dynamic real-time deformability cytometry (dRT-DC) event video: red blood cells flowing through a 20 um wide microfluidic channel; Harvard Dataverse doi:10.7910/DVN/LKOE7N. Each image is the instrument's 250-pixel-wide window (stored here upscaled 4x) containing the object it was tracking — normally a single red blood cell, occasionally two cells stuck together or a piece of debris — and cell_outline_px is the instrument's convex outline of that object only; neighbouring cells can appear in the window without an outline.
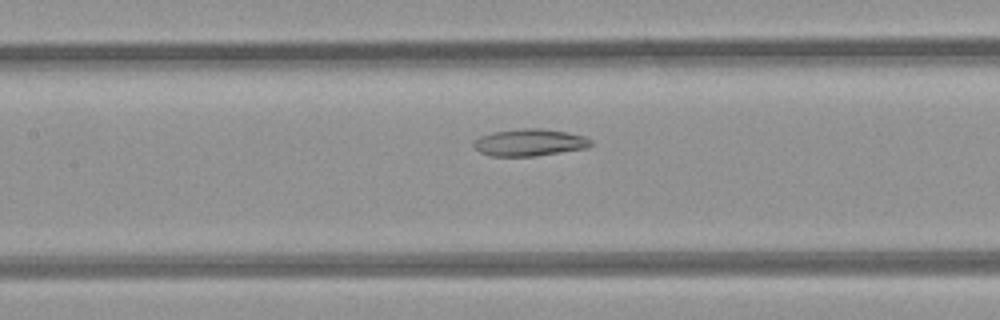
{"species": "common noctule bat (a hibernating species)", "species_latin": "Nyctalus noctula", "temperature_condition": "room temperature", "stored_images_in_passage": 23, "camera_frame_rate_fps": 3000, "um_per_image_px": 0.085, "animal": {"sex": "female", "body_mass_g": 21.9}, "frame": {"image": 1, "passage_image": 7, "time_ms": 2.0, "image_size_px": [1000, 320], "cell_outline_px": [[592, 144], [584, 148], [536, 156], [492, 156], [480, 152], [472, 144], [480, 136], [492, 132], [520, 128], [540, 128], [568, 132], [584, 136], [592, 140]], "centroid_in_image_um": [45.0, 12.1], "position_along_channel_um": 162.4, "area_um2": 18.38}}
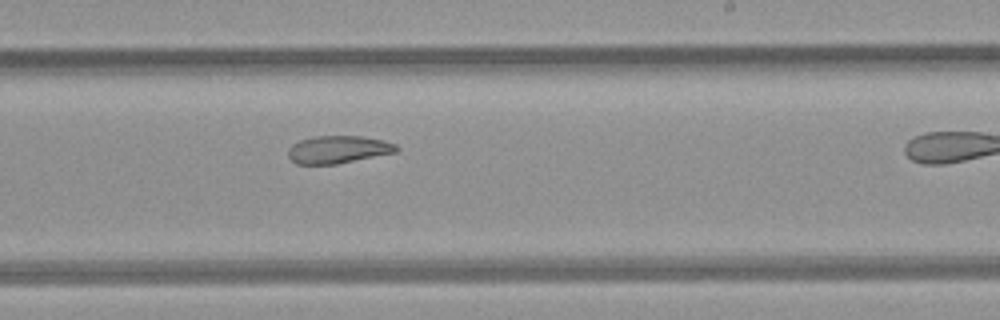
{"frame": {"image": 2, "passage_image": 14, "time_ms": 4.333, "image_size_px": [1000, 320], "cell_outline_px": [[400, 148], [396, 152], [336, 164], [296, 164], [288, 156], [288, 148], [292, 144], [300, 140], [316, 136], [360, 136], [384, 140], [396, 144]], "centroid_in_image_um": [28.74, 12.7], "position_along_channel_um": 260.3, "area_um2": 17.4}}
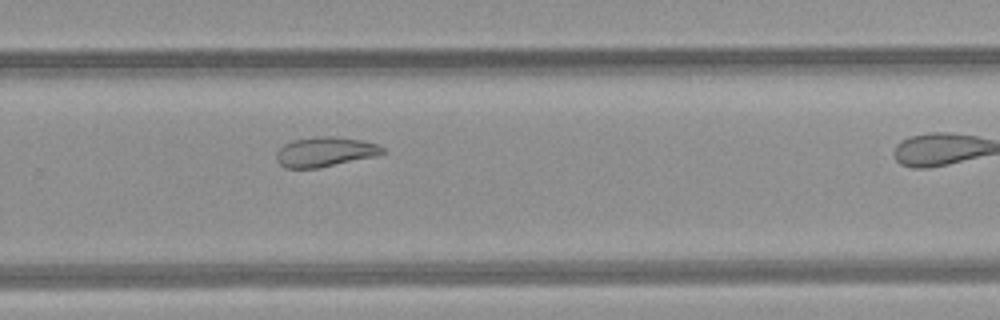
{"frame": {"image": 3, "passage_image": 17, "time_ms": 5.333, "image_size_px": [1000, 320], "cell_outline_px": [[384, 152], [376, 156], [320, 168], [284, 168], [276, 160], [276, 152], [284, 144], [292, 140], [316, 136], [332, 136], [360, 140], [376, 144], [384, 148]], "centroid_in_image_um": [27.59, 12.91], "position_along_channel_um": 302.2, "area_um2": 18.44}}